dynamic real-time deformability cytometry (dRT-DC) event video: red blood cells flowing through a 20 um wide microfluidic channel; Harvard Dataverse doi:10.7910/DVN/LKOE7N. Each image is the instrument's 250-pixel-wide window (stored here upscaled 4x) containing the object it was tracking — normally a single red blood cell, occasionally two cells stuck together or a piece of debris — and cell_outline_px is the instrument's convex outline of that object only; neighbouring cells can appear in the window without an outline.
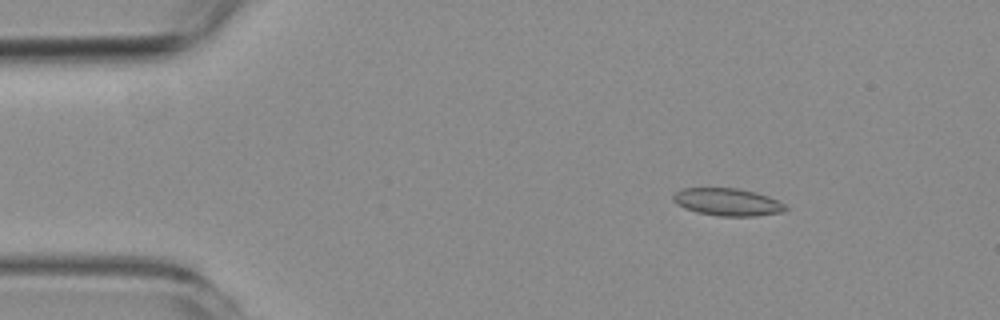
{"species": "common noctule bat (a hibernating species)", "species_latin": "Nyctalus noctula", "temperature_condition": "room temperature", "stored_images_in_passage": 37, "camera_frame_rate_fps": 3000, "um_per_image_px": 0.085, "animal": {"sex": "female", "body_mass_g": 19.3, "forearm_length_mm": 54.1}, "frame": {"image": 1, "passage_image": 7, "time_ms": 2.0, "image_size_px": [1000, 320], "cell_outline_px": [[788, 208], [780, 212], [756, 216], [720, 216], [696, 212], [684, 208], [676, 204], [672, 200], [672, 196], [676, 192], [684, 188], [740, 188], [756, 192], [768, 196], [784, 204]], "centroid_in_image_um": [61.8, 17.17], "position_along_channel_um": 23.2, "area_um2": 17.98}}
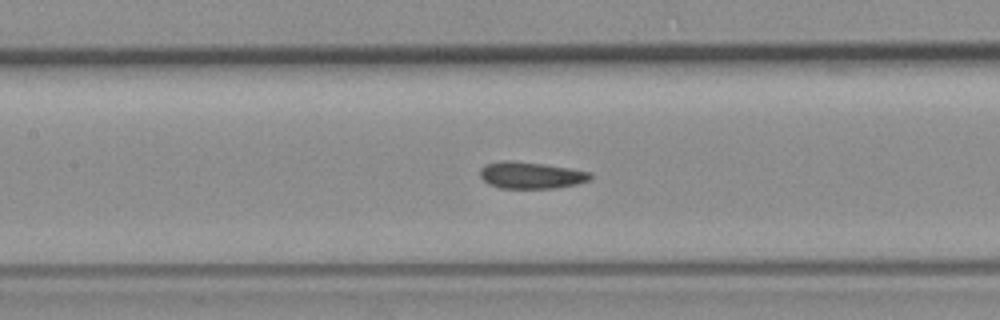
{"frame": {"image": 2, "passage_image": 24, "time_ms": 7.667, "image_size_px": [1000, 320], "cell_outline_px": [[592, 180], [576, 184], [556, 188], [500, 188], [488, 184], [480, 176], [480, 168], [484, 164], [504, 160], [512, 160], [544, 164], [592, 172]], "centroid_in_image_um": [45.13, 14.89], "position_along_channel_um": 162.3, "area_um2": 17.34}}
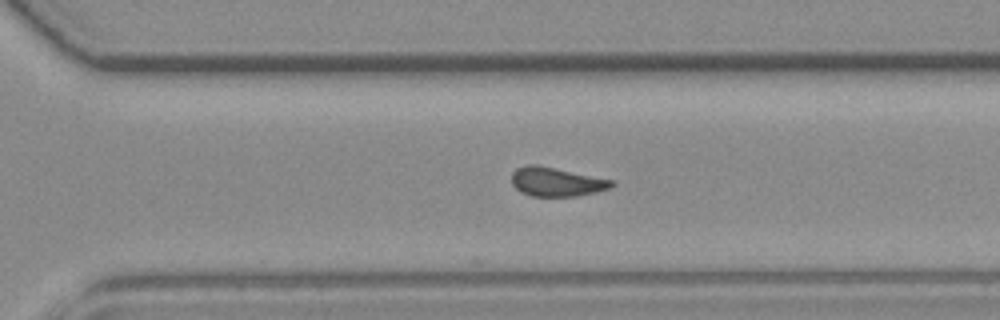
{"frame": {"image": 3, "passage_image": 37, "time_ms": 12.0, "image_size_px": [1000, 320], "cell_outline_px": [[616, 184], [612, 188], [596, 192], [576, 196], [532, 196], [520, 192], [512, 184], [512, 172], [516, 168], [528, 164], [536, 164], [612, 180]], "centroid_in_image_um": [47.29, 15.46], "position_along_channel_um": 323.3, "area_um2": 16.88}}